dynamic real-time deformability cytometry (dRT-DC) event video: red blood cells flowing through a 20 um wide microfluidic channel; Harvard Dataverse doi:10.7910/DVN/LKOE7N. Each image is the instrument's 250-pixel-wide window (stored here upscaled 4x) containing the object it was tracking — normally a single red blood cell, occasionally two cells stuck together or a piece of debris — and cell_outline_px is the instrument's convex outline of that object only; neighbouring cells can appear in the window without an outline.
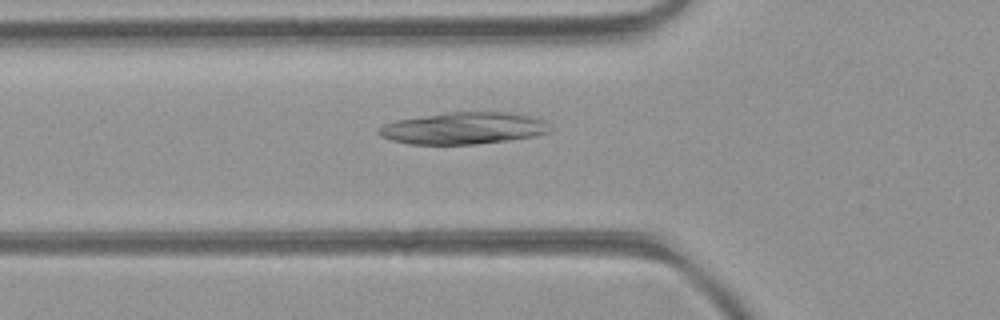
{"species": "common noctule bat (a hibernating species)", "species_latin": "Nyctalus noctula", "temperature_condition": "room temperature", "stored_images_in_passage": 30, "camera_frame_rate_fps": 3000, "um_per_image_px": 0.085, "animal": {"sex": "female", "body_mass_g": 21.9}, "frame": {"image": 1, "passage_image": 8, "time_ms": 2.333, "image_size_px": [1000, 320], "cell_outline_px": [[552, 132], [536, 136], [508, 140], [476, 144], [408, 144], [392, 140], [380, 136], [376, 132], [384, 124], [396, 120], [448, 112], [508, 112], [532, 116], [544, 120], [552, 128]], "centroid_in_image_um": [39.44, 10.9], "position_along_channel_um": 86.4, "area_um2": 31.96}}
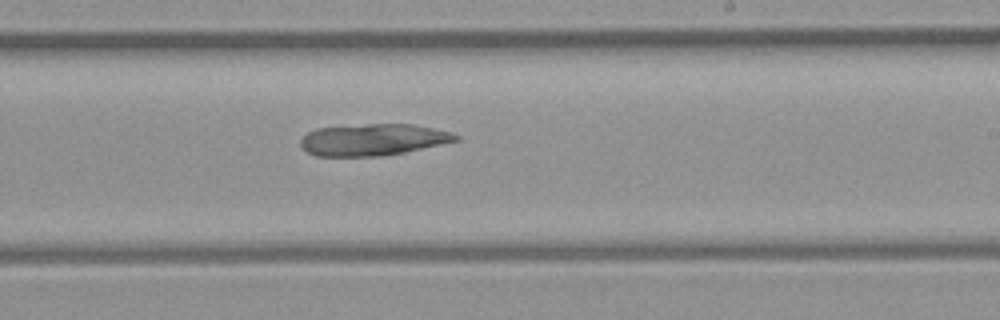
{"frame": {"image": 2, "passage_image": 20, "time_ms": 6.333, "image_size_px": [1000, 320], "cell_outline_px": [[460, 140], [404, 152], [384, 156], [316, 156], [308, 152], [300, 144], [300, 140], [308, 132], [316, 128], [368, 124], [412, 124], [452, 132], [460, 136]], "centroid_in_image_um": [31.72, 11.87], "position_along_channel_um": 257.3, "area_um2": 28.55}}
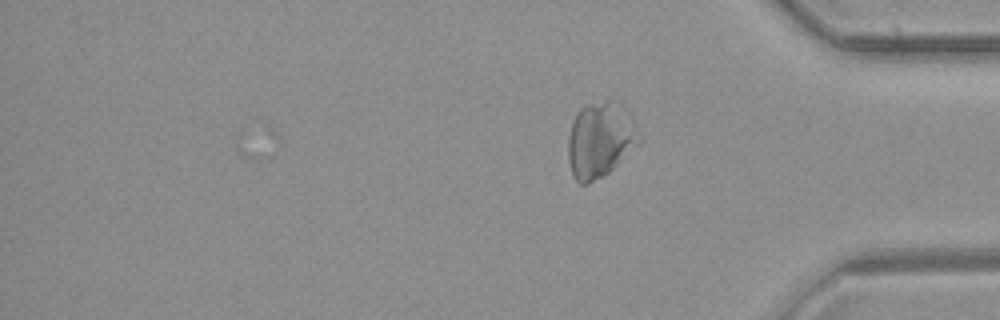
{"frame": {"image": 3, "passage_image": 30, "time_ms": 9.667, "image_size_px": [1000, 320], "cell_outline_px": [[640, 144], [608, 172], [588, 184], [580, 184], [572, 176], [568, 160], [568, 136], [572, 124], [580, 108], [588, 104], [608, 100], [616, 100], [632, 116], [640, 132]], "centroid_in_image_um": [51.04, 11.88], "position_along_channel_um": 384.2, "area_um2": 31.39}}